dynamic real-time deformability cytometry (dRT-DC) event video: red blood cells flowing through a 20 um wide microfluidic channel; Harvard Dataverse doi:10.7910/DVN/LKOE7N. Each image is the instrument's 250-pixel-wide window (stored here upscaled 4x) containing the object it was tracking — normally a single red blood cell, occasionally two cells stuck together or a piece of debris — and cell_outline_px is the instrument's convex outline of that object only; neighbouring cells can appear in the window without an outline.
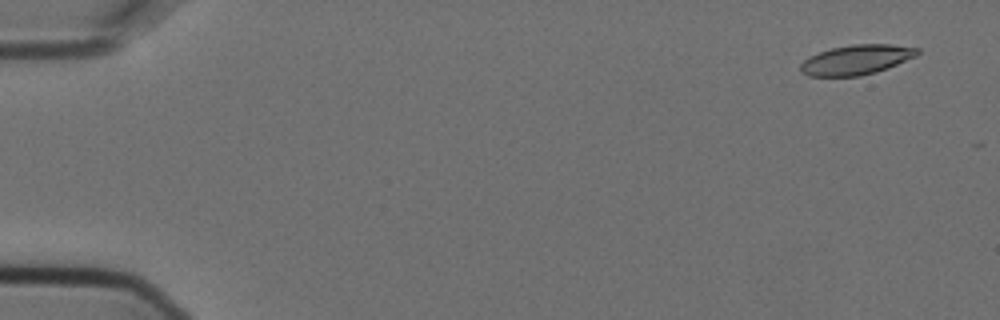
{"species": "Egyptian fruit bat (a non-hibernating species)", "species_latin": "Rousettus aegyptiacus", "temperature_condition": "cold", "stored_images_in_passage": 4, "camera_frame_rate_fps": 3000, "um_per_image_px": 0.085, "animal": {"sex": "female"}, "frame": {"image": 1, "passage_image": 1, "time_ms": 0.0, "image_size_px": [1000, 320], "cell_outline_px": [[920, 52], [916, 56], [888, 68], [876, 72], [860, 76], [808, 76], [800, 72], [800, 64], [808, 56], [832, 48], [852, 44], [892, 44], [920, 48]], "centroid_in_image_um": [72.8, 5.08], "position_along_channel_um": 12.2, "area_um2": 20.4}}